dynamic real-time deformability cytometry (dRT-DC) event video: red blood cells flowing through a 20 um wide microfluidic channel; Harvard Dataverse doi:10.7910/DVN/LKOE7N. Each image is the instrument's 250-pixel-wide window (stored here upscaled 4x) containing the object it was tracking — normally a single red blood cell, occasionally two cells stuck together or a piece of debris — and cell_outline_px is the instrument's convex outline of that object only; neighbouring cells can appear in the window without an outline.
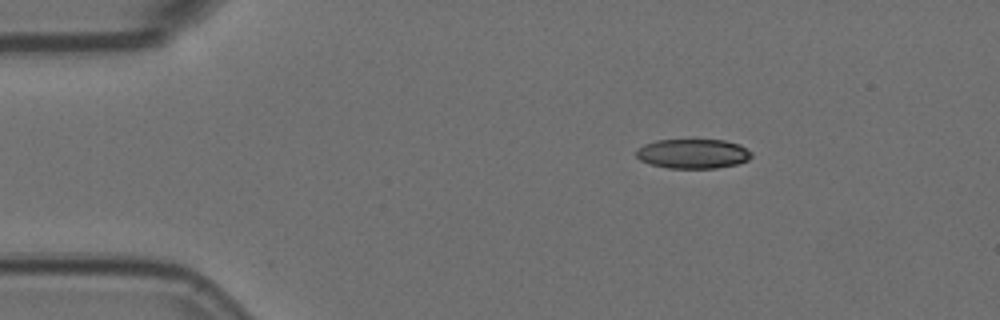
{"species": "Egyptian fruit bat (a non-hibernating species)", "species_latin": "Rousettus aegyptiacus", "temperature_condition": "room temperature", "stored_images_in_passage": 25, "camera_frame_rate_fps": 3000, "um_per_image_px": 0.085, "animal": {"sex": "female"}, "frame": {"image": 1, "passage_image": 1, "time_ms": 0.0, "image_size_px": [1000, 320], "cell_outline_px": [[752, 156], [748, 160], [736, 164], [716, 168], [668, 168], [648, 164], [640, 160], [636, 156], [636, 152], [644, 144], [656, 140], [724, 140], [740, 144], [752, 152]], "centroid_in_image_um": [58.91, 13.07], "position_along_channel_um": 26.1, "area_um2": 19.88}}
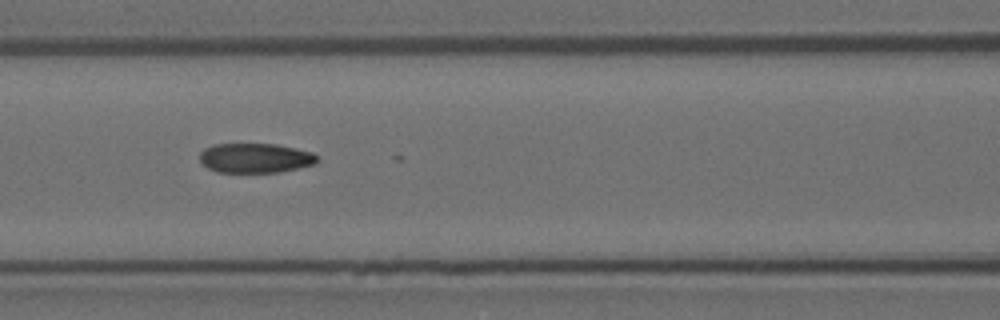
{"frame": {"image": 2, "passage_image": 16, "time_ms": 5.0, "image_size_px": [1000, 320], "cell_outline_px": [[320, 160], [316, 164], [280, 172], [216, 172], [208, 168], [200, 160], [200, 152], [204, 148], [212, 144], [276, 144], [296, 148], [312, 152], [320, 156]], "centroid_in_image_um": [21.74, 13.43], "position_along_channel_um": 144.9, "area_um2": 20.52}}
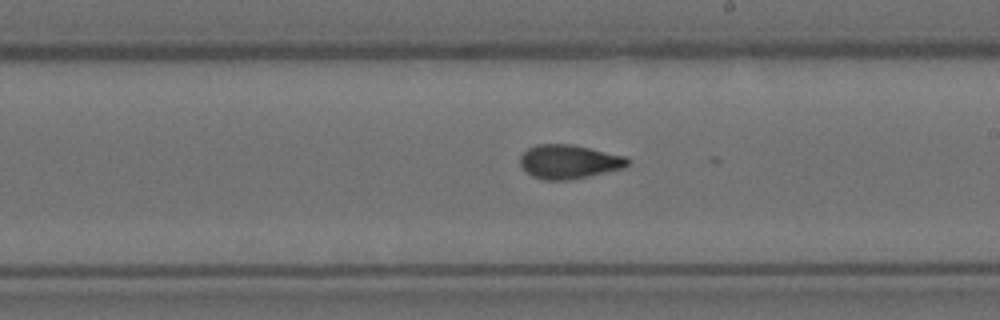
{"frame": {"image": 3, "passage_image": 24, "time_ms": 7.667, "image_size_px": [1000, 320], "cell_outline_px": [[628, 164], [624, 168], [588, 176], [568, 180], [544, 180], [532, 176], [520, 164], [520, 156], [528, 148], [536, 144], [572, 144], [624, 156], [628, 160]], "centroid_in_image_um": [48.33, 13.74], "position_along_channel_um": 240.7, "area_um2": 21.04}}